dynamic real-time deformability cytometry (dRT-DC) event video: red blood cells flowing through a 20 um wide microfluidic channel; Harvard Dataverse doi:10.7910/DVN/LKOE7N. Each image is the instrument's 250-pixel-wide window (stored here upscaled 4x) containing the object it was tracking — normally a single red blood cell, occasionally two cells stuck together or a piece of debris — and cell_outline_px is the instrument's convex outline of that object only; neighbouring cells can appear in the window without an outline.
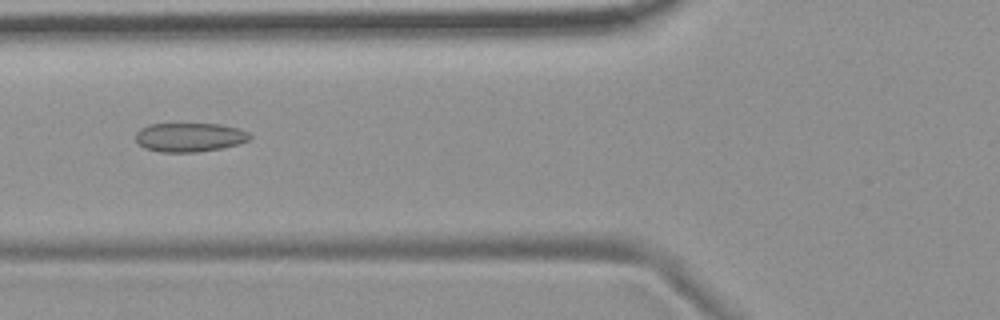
{"species": "common noctule bat (a hibernating species)", "species_latin": "Nyctalus noctula", "temperature_condition": "room temperature", "stored_images_in_passage": 8, "camera_frame_rate_fps": 3000, "um_per_image_px": 0.085, "animal": {"sex": "female", "body_mass_g": 19.9}, "frame": {"image": 1, "passage_image": 6, "time_ms": 6.667, "image_size_px": [1000, 320], "cell_outline_px": [[252, 136], [248, 140], [240, 144], [220, 148], [196, 152], [160, 152], [144, 148], [136, 140], [136, 132], [140, 128], [152, 124], [220, 124], [240, 128], [248, 132]], "centroid_in_image_um": [16.13, 11.66], "position_along_channel_um": 109.7, "area_um2": 19.31}}
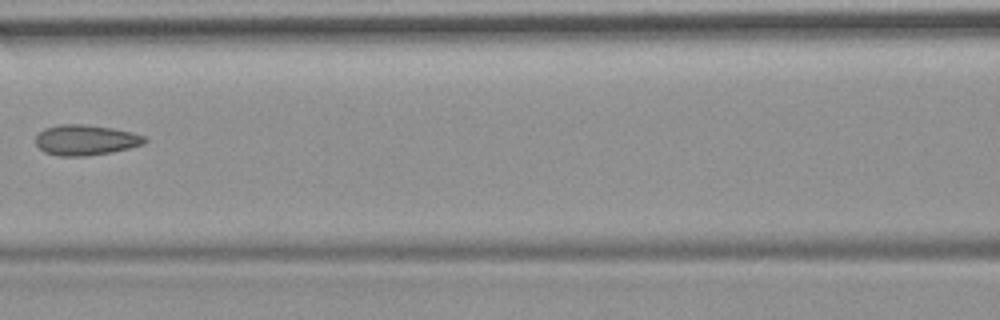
{"frame": {"image": 2, "passage_image": 7, "time_ms": 8.0, "image_size_px": [1000, 320], "cell_outline_px": [[148, 140], [144, 144], [112, 152], [88, 156], [60, 156], [44, 152], [36, 144], [36, 136], [44, 128], [60, 124], [84, 124], [112, 128], [132, 132], [144, 136]], "centroid_in_image_um": [7.28, 11.9], "position_along_channel_um": 159.3, "area_um2": 19.36}}
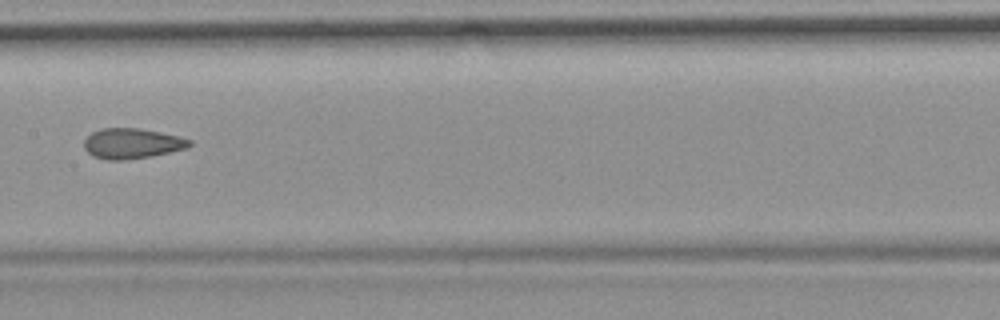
{"frame": {"image": 3, "passage_image": 8, "time_ms": 9.0, "image_size_px": [1000, 320], "cell_outline_px": [[192, 144], [188, 148], [152, 156], [124, 160], [108, 160], [92, 156], [84, 148], [84, 140], [92, 132], [100, 128], [140, 128], [180, 136], [192, 140]], "centroid_in_image_um": [11.23, 12.19], "position_along_channel_um": 196.2, "area_um2": 18.79}}